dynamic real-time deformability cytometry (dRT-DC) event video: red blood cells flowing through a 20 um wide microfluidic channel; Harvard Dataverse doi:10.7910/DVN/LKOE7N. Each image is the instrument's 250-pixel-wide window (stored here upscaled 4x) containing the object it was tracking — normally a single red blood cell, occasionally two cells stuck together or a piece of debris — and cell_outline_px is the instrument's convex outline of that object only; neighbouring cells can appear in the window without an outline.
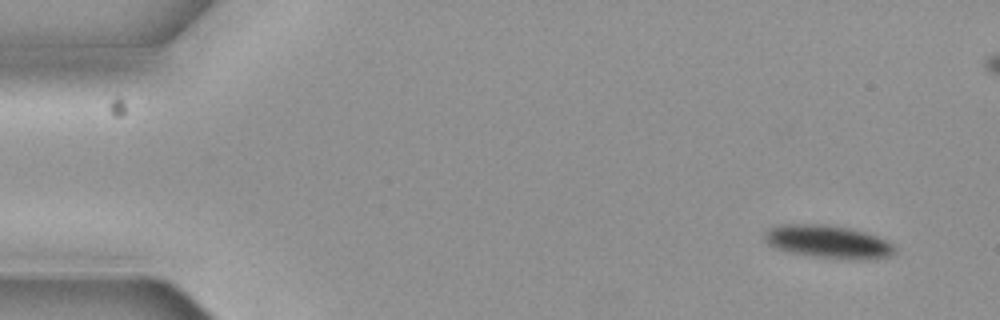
{"species": "common noctule bat (a hibernating species)", "species_latin": "Nyctalus noctula", "temperature_condition": "cold", "stored_images_in_passage": 5, "camera_frame_rate_fps": 3000, "um_per_image_px": 0.085, "animal": {"sex": "female", "body_mass_g": 19.3, "forearm_length_mm": 54.1}, "frame": {"image": 1, "passage_image": 1, "time_ms": 0.0, "image_size_px": [1000, 320], "cell_outline_px": [[896, 252], [888, 256], [876, 260], [848, 260], [812, 256], [788, 252], [776, 248], [768, 244], [764, 240], [764, 232], [768, 228], [776, 224], [824, 224], [848, 228], [864, 232], [876, 236], [892, 244], [896, 248]], "centroid_in_image_um": [70.37, 20.56], "position_along_channel_um": 14.6, "area_um2": 25.37}}